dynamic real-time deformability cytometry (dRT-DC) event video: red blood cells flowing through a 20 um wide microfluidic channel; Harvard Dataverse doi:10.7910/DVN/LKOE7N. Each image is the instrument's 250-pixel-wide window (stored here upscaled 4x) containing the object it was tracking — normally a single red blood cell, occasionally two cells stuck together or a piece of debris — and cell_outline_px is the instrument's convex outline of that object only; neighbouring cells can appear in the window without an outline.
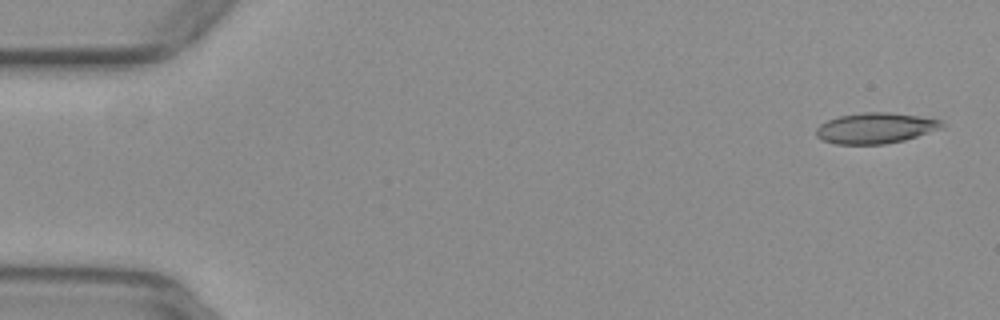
{"species": "common noctule bat (a hibernating species)", "species_latin": "Nyctalus noctula", "temperature_condition": "warm", "stored_images_in_passage": 6, "camera_frame_rate_fps": 3000, "um_per_image_px": 0.085, "animal": {"sex": "female", "body_mass_g": 29.2, "forearm_length_mm": 56.3}, "frame": {"image": 1, "passage_image": 1, "time_ms": 0.0, "image_size_px": [1000, 320], "cell_outline_px": [[948, 124], [944, 128], [904, 140], [884, 144], [836, 144], [824, 140], [816, 136], [816, 128], [820, 124], [828, 120], [840, 116], [860, 112], [892, 112], [940, 120]], "centroid_in_image_um": [74.45, 10.88], "position_along_channel_um": 10.6, "area_um2": 22.54}}